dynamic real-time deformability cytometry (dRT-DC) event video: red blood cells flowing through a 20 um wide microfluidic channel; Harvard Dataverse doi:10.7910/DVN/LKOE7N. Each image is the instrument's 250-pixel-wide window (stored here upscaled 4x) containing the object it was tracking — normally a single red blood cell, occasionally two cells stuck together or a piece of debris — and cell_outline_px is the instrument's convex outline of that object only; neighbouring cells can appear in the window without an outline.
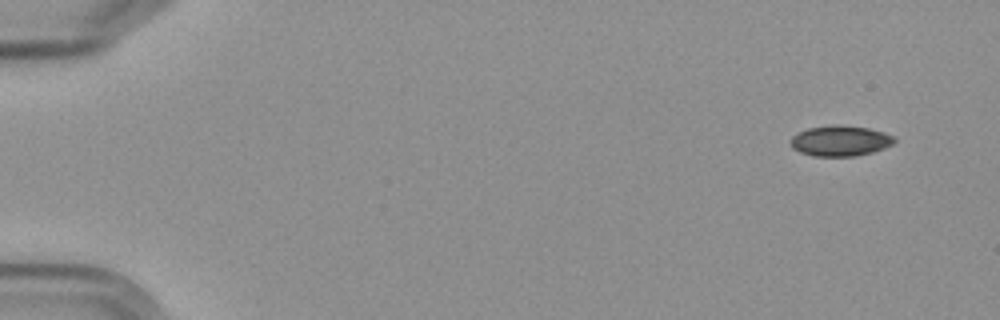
{"species": "Egyptian fruit bat (a non-hibernating species)", "species_latin": "Rousettus aegyptiacus", "temperature_condition": "cold", "stored_images_in_passage": 5, "segment_of_instrument_passage": [1, 2], "camera_frame_rate_fps": 3000, "um_per_image_px": 0.085, "frame": {"image": 1, "passage_image": 1, "time_ms": 0.0, "image_size_px": [1000, 320], "cell_outline_px": [[896, 140], [892, 144], [884, 148], [872, 152], [856, 156], [812, 156], [800, 152], [792, 148], [788, 140], [792, 136], [808, 128], [832, 124], [840, 124], [868, 128], [884, 132], [896, 136]], "centroid_in_image_um": [71.41, 11.96], "position_along_channel_um": 13.6, "area_um2": 18.73}}